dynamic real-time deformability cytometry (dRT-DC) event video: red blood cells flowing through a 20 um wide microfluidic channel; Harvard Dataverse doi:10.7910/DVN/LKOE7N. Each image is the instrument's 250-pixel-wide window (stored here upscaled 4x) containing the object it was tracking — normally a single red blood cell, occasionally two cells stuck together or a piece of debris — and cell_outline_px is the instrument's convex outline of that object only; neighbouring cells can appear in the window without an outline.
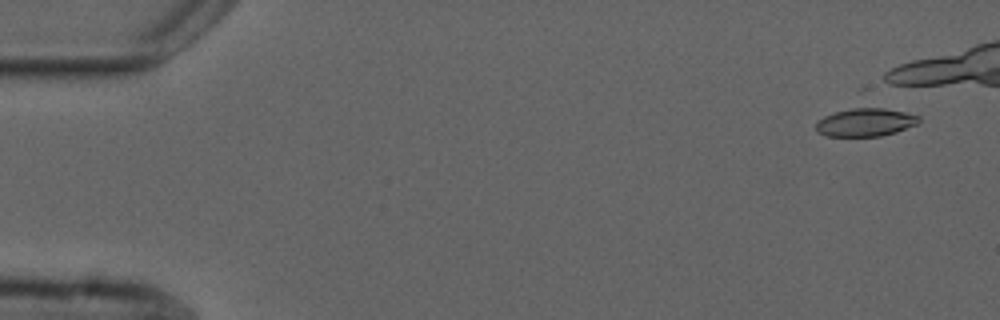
{"species": "common noctule bat (a hibernating species)", "species_latin": "Nyctalus noctula", "temperature_condition": "cold", "stored_images_in_passage": 12, "camera_frame_rate_fps": 3000, "um_per_image_px": 0.085, "animal": {"sex": "male", "forearm_length_mm": 52.5}, "frame": {"image": 1, "passage_image": 3, "time_ms": 0.667, "image_size_px": [1000, 320], "cell_outline_px": [[920, 120], [916, 124], [896, 132], [880, 136], [828, 136], [816, 132], [816, 124], [824, 116], [860, 104], [864, 104], [904, 112], [920, 116]], "centroid_in_image_um": [73.55, 10.35], "position_along_channel_um": 11.4, "area_um2": 17.28}}